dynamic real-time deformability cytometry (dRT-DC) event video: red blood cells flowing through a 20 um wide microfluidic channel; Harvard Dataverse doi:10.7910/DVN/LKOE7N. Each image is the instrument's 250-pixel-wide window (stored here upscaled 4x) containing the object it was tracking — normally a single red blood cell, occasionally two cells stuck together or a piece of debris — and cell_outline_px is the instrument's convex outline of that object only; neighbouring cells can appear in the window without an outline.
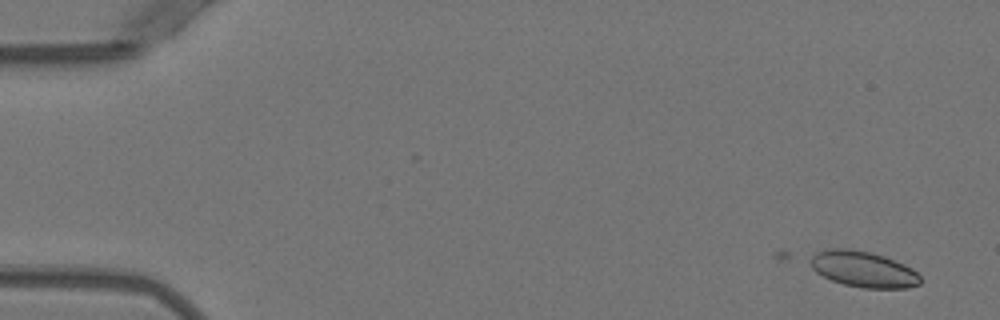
{"species": "Egyptian fruit bat (a non-hibernating species)", "species_latin": "Rousettus aegyptiacus", "temperature_condition": "warm", "stored_images_in_passage": 2, "camera_frame_rate_fps": 3000, "um_per_image_px": 0.085, "animal": {"sex": "female"}, "frame": {"image": 1, "passage_image": 2, "time_ms": 0.333, "image_size_px": [1000, 320], "cell_outline_px": [[920, 284], [908, 288], [864, 288], [844, 284], [832, 280], [816, 272], [812, 268], [812, 256], [820, 252], [832, 248], [848, 248], [872, 252], [884, 256], [904, 264], [912, 268], [920, 276]], "centroid_in_image_um": [73.43, 22.89], "position_along_channel_um": 11.6, "area_um2": 22.77}}